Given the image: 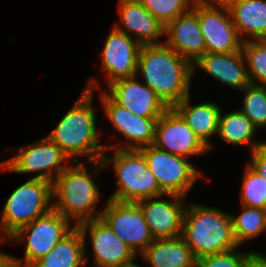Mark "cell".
Segmentation results:
<instances>
[{
    "instance_id": "obj_1",
    "label": "cell",
    "mask_w": 266,
    "mask_h": 267,
    "mask_svg": "<svg viewBox=\"0 0 266 267\" xmlns=\"http://www.w3.org/2000/svg\"><path fill=\"white\" fill-rule=\"evenodd\" d=\"M140 74L143 83L153 89L168 108H173L191 93L192 64L164 42L141 46L137 77Z\"/></svg>"
},
{
    "instance_id": "obj_2",
    "label": "cell",
    "mask_w": 266,
    "mask_h": 267,
    "mask_svg": "<svg viewBox=\"0 0 266 267\" xmlns=\"http://www.w3.org/2000/svg\"><path fill=\"white\" fill-rule=\"evenodd\" d=\"M96 85H100L96 79H88L80 98L47 135L69 158L83 156L90 163L101 160L106 151L105 145L100 143L96 125L93 105Z\"/></svg>"
},
{
    "instance_id": "obj_3",
    "label": "cell",
    "mask_w": 266,
    "mask_h": 267,
    "mask_svg": "<svg viewBox=\"0 0 266 267\" xmlns=\"http://www.w3.org/2000/svg\"><path fill=\"white\" fill-rule=\"evenodd\" d=\"M72 162L52 182V210L77 226L101 216L102 211L96 210L101 195L86 164L78 158Z\"/></svg>"
},
{
    "instance_id": "obj_4",
    "label": "cell",
    "mask_w": 266,
    "mask_h": 267,
    "mask_svg": "<svg viewBox=\"0 0 266 267\" xmlns=\"http://www.w3.org/2000/svg\"><path fill=\"white\" fill-rule=\"evenodd\" d=\"M108 150L106 148L101 160L91 162L95 167L93 175H98L103 168L108 167H112L116 174L118 179L115 183L116 190L108 199L136 203L143 199L165 195L140 150L113 148L112 157L108 154Z\"/></svg>"
},
{
    "instance_id": "obj_5",
    "label": "cell",
    "mask_w": 266,
    "mask_h": 267,
    "mask_svg": "<svg viewBox=\"0 0 266 267\" xmlns=\"http://www.w3.org/2000/svg\"><path fill=\"white\" fill-rule=\"evenodd\" d=\"M181 237L196 259L239 247L233 236L230 212L197 203L186 206Z\"/></svg>"
},
{
    "instance_id": "obj_6",
    "label": "cell",
    "mask_w": 266,
    "mask_h": 267,
    "mask_svg": "<svg viewBox=\"0 0 266 267\" xmlns=\"http://www.w3.org/2000/svg\"><path fill=\"white\" fill-rule=\"evenodd\" d=\"M52 210V182L30 178L7 198L0 220V244L21 227ZM3 235V236H2Z\"/></svg>"
},
{
    "instance_id": "obj_7",
    "label": "cell",
    "mask_w": 266,
    "mask_h": 267,
    "mask_svg": "<svg viewBox=\"0 0 266 267\" xmlns=\"http://www.w3.org/2000/svg\"><path fill=\"white\" fill-rule=\"evenodd\" d=\"M58 212L51 210L21 227L10 238V242L26 243L24 257L13 256L14 267H31L45 256L75 226ZM12 240V241H11Z\"/></svg>"
},
{
    "instance_id": "obj_8",
    "label": "cell",
    "mask_w": 266,
    "mask_h": 267,
    "mask_svg": "<svg viewBox=\"0 0 266 267\" xmlns=\"http://www.w3.org/2000/svg\"><path fill=\"white\" fill-rule=\"evenodd\" d=\"M17 155L0 162V171L37 173L34 177L53 182L70 164V158L47 136L17 149Z\"/></svg>"
},
{
    "instance_id": "obj_9",
    "label": "cell",
    "mask_w": 266,
    "mask_h": 267,
    "mask_svg": "<svg viewBox=\"0 0 266 267\" xmlns=\"http://www.w3.org/2000/svg\"><path fill=\"white\" fill-rule=\"evenodd\" d=\"M192 9L198 16L206 52L230 53L242 49L243 40L223 0H197Z\"/></svg>"
},
{
    "instance_id": "obj_10",
    "label": "cell",
    "mask_w": 266,
    "mask_h": 267,
    "mask_svg": "<svg viewBox=\"0 0 266 267\" xmlns=\"http://www.w3.org/2000/svg\"><path fill=\"white\" fill-rule=\"evenodd\" d=\"M146 164L155 175L158 186L164 194L186 197L200 178L201 172L188 158L160 150L154 145L139 149Z\"/></svg>"
},
{
    "instance_id": "obj_11",
    "label": "cell",
    "mask_w": 266,
    "mask_h": 267,
    "mask_svg": "<svg viewBox=\"0 0 266 267\" xmlns=\"http://www.w3.org/2000/svg\"><path fill=\"white\" fill-rule=\"evenodd\" d=\"M103 208L100 218L136 256L154 241L143 212L137 203L108 199Z\"/></svg>"
},
{
    "instance_id": "obj_12",
    "label": "cell",
    "mask_w": 266,
    "mask_h": 267,
    "mask_svg": "<svg viewBox=\"0 0 266 267\" xmlns=\"http://www.w3.org/2000/svg\"><path fill=\"white\" fill-rule=\"evenodd\" d=\"M100 102L107 120L114 130L124 137L123 144L106 145L108 149H140L153 145L155 126L159 118H142L117 104L104 90L100 91Z\"/></svg>"
},
{
    "instance_id": "obj_13",
    "label": "cell",
    "mask_w": 266,
    "mask_h": 267,
    "mask_svg": "<svg viewBox=\"0 0 266 267\" xmlns=\"http://www.w3.org/2000/svg\"><path fill=\"white\" fill-rule=\"evenodd\" d=\"M85 244L89 236L93 252V267H117L132 262L136 255L100 217L77 225Z\"/></svg>"
},
{
    "instance_id": "obj_14",
    "label": "cell",
    "mask_w": 266,
    "mask_h": 267,
    "mask_svg": "<svg viewBox=\"0 0 266 267\" xmlns=\"http://www.w3.org/2000/svg\"><path fill=\"white\" fill-rule=\"evenodd\" d=\"M153 145L188 159L209 151L174 108H168L157 120Z\"/></svg>"
},
{
    "instance_id": "obj_15",
    "label": "cell",
    "mask_w": 266,
    "mask_h": 267,
    "mask_svg": "<svg viewBox=\"0 0 266 267\" xmlns=\"http://www.w3.org/2000/svg\"><path fill=\"white\" fill-rule=\"evenodd\" d=\"M140 48L133 37L112 28L101 50V69L105 72L107 87L117 80L137 76Z\"/></svg>"
},
{
    "instance_id": "obj_16",
    "label": "cell",
    "mask_w": 266,
    "mask_h": 267,
    "mask_svg": "<svg viewBox=\"0 0 266 267\" xmlns=\"http://www.w3.org/2000/svg\"><path fill=\"white\" fill-rule=\"evenodd\" d=\"M165 196L169 200L163 199ZM184 198L174 194H165L136 202L143 212L154 240L181 236L187 206L183 201Z\"/></svg>"
},
{
    "instance_id": "obj_17",
    "label": "cell",
    "mask_w": 266,
    "mask_h": 267,
    "mask_svg": "<svg viewBox=\"0 0 266 267\" xmlns=\"http://www.w3.org/2000/svg\"><path fill=\"white\" fill-rule=\"evenodd\" d=\"M105 89L117 104L142 118H160L168 109L153 89L138 82L137 76L117 80Z\"/></svg>"
},
{
    "instance_id": "obj_18",
    "label": "cell",
    "mask_w": 266,
    "mask_h": 267,
    "mask_svg": "<svg viewBox=\"0 0 266 267\" xmlns=\"http://www.w3.org/2000/svg\"><path fill=\"white\" fill-rule=\"evenodd\" d=\"M164 35L167 37L163 42L192 65L206 53L198 16L193 9L169 21Z\"/></svg>"
},
{
    "instance_id": "obj_19",
    "label": "cell",
    "mask_w": 266,
    "mask_h": 267,
    "mask_svg": "<svg viewBox=\"0 0 266 267\" xmlns=\"http://www.w3.org/2000/svg\"><path fill=\"white\" fill-rule=\"evenodd\" d=\"M121 24L113 25L141 45L160 44L165 26L151 15L138 0H118Z\"/></svg>"
},
{
    "instance_id": "obj_20",
    "label": "cell",
    "mask_w": 266,
    "mask_h": 267,
    "mask_svg": "<svg viewBox=\"0 0 266 267\" xmlns=\"http://www.w3.org/2000/svg\"><path fill=\"white\" fill-rule=\"evenodd\" d=\"M192 67L193 74L195 68L198 67L216 81L239 90V92L251 84L242 50L230 53L206 52Z\"/></svg>"
},
{
    "instance_id": "obj_21",
    "label": "cell",
    "mask_w": 266,
    "mask_h": 267,
    "mask_svg": "<svg viewBox=\"0 0 266 267\" xmlns=\"http://www.w3.org/2000/svg\"><path fill=\"white\" fill-rule=\"evenodd\" d=\"M223 1L243 41L266 40V0Z\"/></svg>"
},
{
    "instance_id": "obj_22",
    "label": "cell",
    "mask_w": 266,
    "mask_h": 267,
    "mask_svg": "<svg viewBox=\"0 0 266 267\" xmlns=\"http://www.w3.org/2000/svg\"><path fill=\"white\" fill-rule=\"evenodd\" d=\"M173 108L210 151L212 148L211 137L215 136L218 131L220 106L209 101L192 106L189 95Z\"/></svg>"
},
{
    "instance_id": "obj_23",
    "label": "cell",
    "mask_w": 266,
    "mask_h": 267,
    "mask_svg": "<svg viewBox=\"0 0 266 267\" xmlns=\"http://www.w3.org/2000/svg\"><path fill=\"white\" fill-rule=\"evenodd\" d=\"M141 255L150 267H196V257L181 236L155 239Z\"/></svg>"
},
{
    "instance_id": "obj_24",
    "label": "cell",
    "mask_w": 266,
    "mask_h": 267,
    "mask_svg": "<svg viewBox=\"0 0 266 267\" xmlns=\"http://www.w3.org/2000/svg\"><path fill=\"white\" fill-rule=\"evenodd\" d=\"M85 244L80 230L75 226L45 256L31 267H83L85 266Z\"/></svg>"
},
{
    "instance_id": "obj_25",
    "label": "cell",
    "mask_w": 266,
    "mask_h": 267,
    "mask_svg": "<svg viewBox=\"0 0 266 267\" xmlns=\"http://www.w3.org/2000/svg\"><path fill=\"white\" fill-rule=\"evenodd\" d=\"M257 131L240 110L226 114H222L221 111L217 135L225 143L234 146L246 145L250 147V152H252L266 142V140L257 141L254 139Z\"/></svg>"
},
{
    "instance_id": "obj_26",
    "label": "cell",
    "mask_w": 266,
    "mask_h": 267,
    "mask_svg": "<svg viewBox=\"0 0 266 267\" xmlns=\"http://www.w3.org/2000/svg\"><path fill=\"white\" fill-rule=\"evenodd\" d=\"M241 207L243 210L238 216L230 213L233 236L239 247L244 242H249L266 231L264 209L243 205Z\"/></svg>"
},
{
    "instance_id": "obj_27",
    "label": "cell",
    "mask_w": 266,
    "mask_h": 267,
    "mask_svg": "<svg viewBox=\"0 0 266 267\" xmlns=\"http://www.w3.org/2000/svg\"><path fill=\"white\" fill-rule=\"evenodd\" d=\"M241 50L251 84L266 87V40L243 41Z\"/></svg>"
},
{
    "instance_id": "obj_28",
    "label": "cell",
    "mask_w": 266,
    "mask_h": 267,
    "mask_svg": "<svg viewBox=\"0 0 266 267\" xmlns=\"http://www.w3.org/2000/svg\"><path fill=\"white\" fill-rule=\"evenodd\" d=\"M244 93L242 108L239 110L257 129L266 127V87L249 84L241 90Z\"/></svg>"
},
{
    "instance_id": "obj_29",
    "label": "cell",
    "mask_w": 266,
    "mask_h": 267,
    "mask_svg": "<svg viewBox=\"0 0 266 267\" xmlns=\"http://www.w3.org/2000/svg\"><path fill=\"white\" fill-rule=\"evenodd\" d=\"M240 203L252 208H266V179L262 178L248 164L244 170Z\"/></svg>"
},
{
    "instance_id": "obj_30",
    "label": "cell",
    "mask_w": 266,
    "mask_h": 267,
    "mask_svg": "<svg viewBox=\"0 0 266 267\" xmlns=\"http://www.w3.org/2000/svg\"><path fill=\"white\" fill-rule=\"evenodd\" d=\"M164 26L190 11L197 0H138Z\"/></svg>"
},
{
    "instance_id": "obj_31",
    "label": "cell",
    "mask_w": 266,
    "mask_h": 267,
    "mask_svg": "<svg viewBox=\"0 0 266 267\" xmlns=\"http://www.w3.org/2000/svg\"><path fill=\"white\" fill-rule=\"evenodd\" d=\"M256 252L238 251V247L230 251L207 255L196 259V267H250V260Z\"/></svg>"
},
{
    "instance_id": "obj_32",
    "label": "cell",
    "mask_w": 266,
    "mask_h": 267,
    "mask_svg": "<svg viewBox=\"0 0 266 267\" xmlns=\"http://www.w3.org/2000/svg\"><path fill=\"white\" fill-rule=\"evenodd\" d=\"M250 161L247 164L262 178L266 179V142L251 152Z\"/></svg>"
},
{
    "instance_id": "obj_33",
    "label": "cell",
    "mask_w": 266,
    "mask_h": 267,
    "mask_svg": "<svg viewBox=\"0 0 266 267\" xmlns=\"http://www.w3.org/2000/svg\"><path fill=\"white\" fill-rule=\"evenodd\" d=\"M250 267H266V255L256 252L250 260Z\"/></svg>"
},
{
    "instance_id": "obj_34",
    "label": "cell",
    "mask_w": 266,
    "mask_h": 267,
    "mask_svg": "<svg viewBox=\"0 0 266 267\" xmlns=\"http://www.w3.org/2000/svg\"><path fill=\"white\" fill-rule=\"evenodd\" d=\"M0 267H14L13 256L0 251Z\"/></svg>"
},
{
    "instance_id": "obj_35",
    "label": "cell",
    "mask_w": 266,
    "mask_h": 267,
    "mask_svg": "<svg viewBox=\"0 0 266 267\" xmlns=\"http://www.w3.org/2000/svg\"><path fill=\"white\" fill-rule=\"evenodd\" d=\"M117 267H141V265H138L137 263L134 262V260L132 262H129L127 264H123Z\"/></svg>"
},
{
    "instance_id": "obj_36",
    "label": "cell",
    "mask_w": 266,
    "mask_h": 267,
    "mask_svg": "<svg viewBox=\"0 0 266 267\" xmlns=\"http://www.w3.org/2000/svg\"><path fill=\"white\" fill-rule=\"evenodd\" d=\"M265 211V227H266V208L264 209Z\"/></svg>"
}]
</instances>
